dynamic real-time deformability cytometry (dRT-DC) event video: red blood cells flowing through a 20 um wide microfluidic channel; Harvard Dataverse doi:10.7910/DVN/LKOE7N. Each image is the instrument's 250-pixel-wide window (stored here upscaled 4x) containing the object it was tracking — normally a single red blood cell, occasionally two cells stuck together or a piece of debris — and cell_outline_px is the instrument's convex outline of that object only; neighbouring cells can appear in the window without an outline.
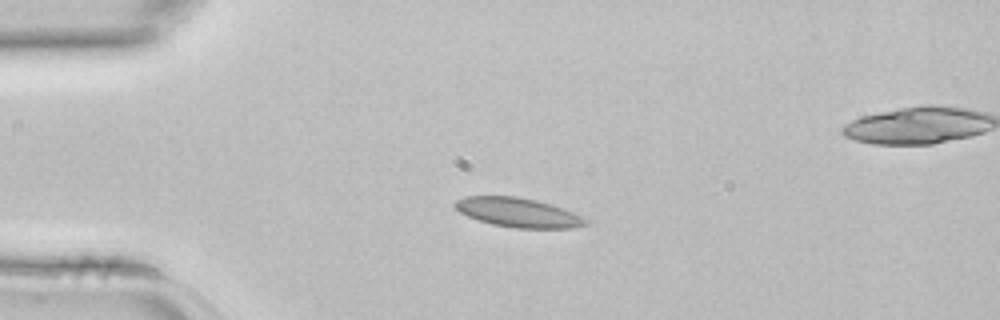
{"species": "common noctule bat (a hibernating species)", "species_latin": "Nyctalus noctula", "temperature_condition": "room temperature", "stored_images_in_passage": 3, "camera_frame_rate_fps": 3000, "um_per_image_px": 0.085, "animal": {"sex": "female", "body_mass_g": 22.7, "forearm_length_mm": 54.2}, "frame": {"image": 1, "passage_image": 2, "time_ms": 0.333, "image_size_px": [1000, 320], "cell_outline_px": [[588, 224], [572, 228], [512, 228], [492, 224], [468, 216], [460, 212], [452, 204], [456, 200], [464, 196], [516, 196], [536, 200], [552, 204], [572, 212], [588, 220]], "centroid_in_image_um": [44.02, 18.06], "position_along_channel_um": 41.0, "area_um2": 22.25}}